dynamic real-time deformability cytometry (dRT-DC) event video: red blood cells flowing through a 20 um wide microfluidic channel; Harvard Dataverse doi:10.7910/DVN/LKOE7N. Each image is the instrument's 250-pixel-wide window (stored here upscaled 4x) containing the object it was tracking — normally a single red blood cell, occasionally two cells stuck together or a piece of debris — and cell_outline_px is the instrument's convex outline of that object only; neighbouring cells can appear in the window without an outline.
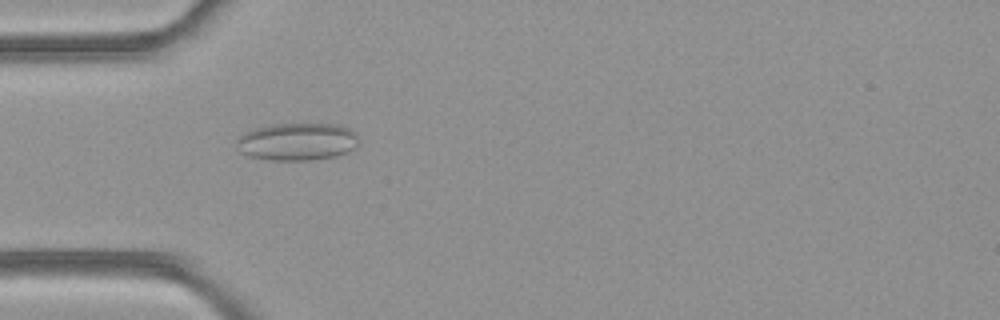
{"species": "common noctule bat (a hibernating species)", "species_latin": "Nyctalus noctula", "temperature_condition": "room temperature", "stored_images_in_passage": 51, "camera_frame_rate_fps": 3000, "um_per_image_px": 0.085, "animal": {"sex": "female", "body_mass_g": 21.9}, "frame": {"image": 1, "passage_image": 16, "time_ms": 5.0, "image_size_px": [1000, 320], "cell_outline_px": [[360, 144], [356, 148], [348, 152], [336, 156], [312, 160], [272, 160], [248, 156], [240, 152], [236, 144], [236, 140], [244, 132], [252, 128], [272, 124], [340, 124], [356, 132]], "centroid_in_image_um": [25.29, 12.04], "position_along_channel_um": 59.7, "area_um2": 27.17}}
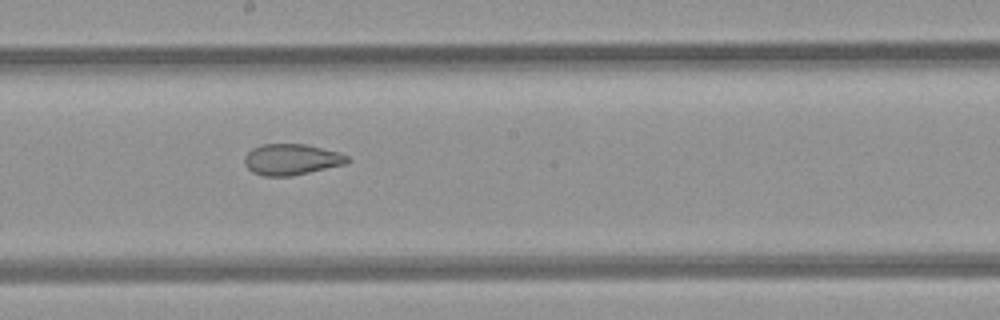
{"frame": {"image": 2, "passage_image": 28, "time_ms": 9.0, "image_size_px": [1000, 320], "cell_outline_px": [[348, 160], [344, 164], [292, 176], [264, 176], [252, 172], [244, 164], [244, 156], [252, 148], [260, 144], [304, 144], [340, 152], [348, 156]], "centroid_in_image_um": [24.73, 13.55], "position_along_channel_um": 223.5, "area_um2": 18.55}}
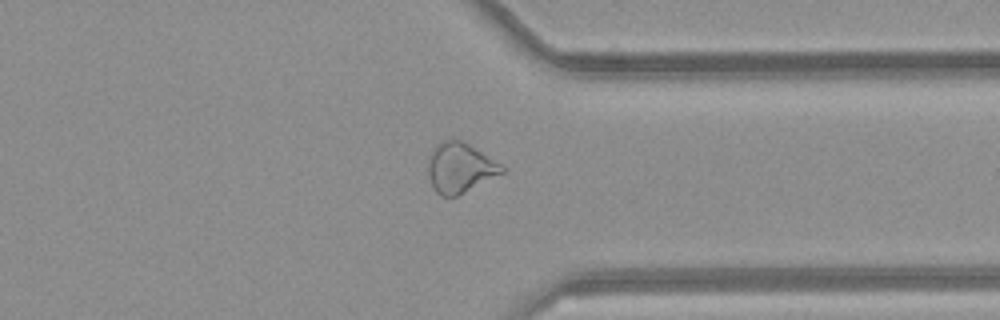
{"frame": {"image": 3, "passage_image": 39, "time_ms": 12.667, "image_size_px": [1000, 320], "cell_outline_px": [[504, 172], [456, 196], [440, 196], [432, 188], [428, 172], [428, 164], [432, 152], [436, 144], [444, 140], [460, 140], [468, 144], [500, 164], [504, 168]], "centroid_in_image_um": [39.06, 14.27], "position_along_channel_um": 372.3, "area_um2": 20.92}, "authors_computed_cell_mechanics": {"area_um2": 23.3512, "velocity_mm_per_s": 4.134, "shape_relaxation_time_tau1_ms": null, "shape_relaxation_time_tau2_ms": 1.6236, "deformation_change_tau1": null, "deformation_change_tau2": 0.0698}}